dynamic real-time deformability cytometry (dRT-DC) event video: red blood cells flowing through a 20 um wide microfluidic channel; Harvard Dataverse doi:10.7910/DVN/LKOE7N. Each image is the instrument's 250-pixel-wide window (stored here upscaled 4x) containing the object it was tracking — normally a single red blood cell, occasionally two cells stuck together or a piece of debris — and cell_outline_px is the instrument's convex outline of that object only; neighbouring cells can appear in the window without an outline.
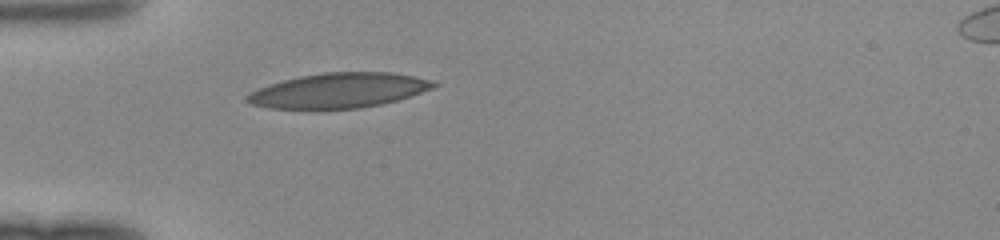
{"species": "human", "species_latin": "Homo sapiens", "temperature_condition": "room temperature", "stored_images_in_passage": 34, "camera_frame_rate_fps": 3000, "um_per_image_px": 0.085, "donor": {"sex": "female"}, "frame": {"image": 1, "passage_image": 1, "time_ms": 0.0, "image_size_px": [1000, 240], "cell_outline_px": [[440, 84], [432, 88], [396, 100], [380, 104], [360, 108], [268, 108], [252, 104], [244, 100], [244, 96], [260, 88], [284, 80], [300, 76], [324, 72], [392, 72], [436, 80]], "centroid_in_image_um": [28.83, 7.67], "position_along_channel_um": 56.2, "area_um2": 37.51}}
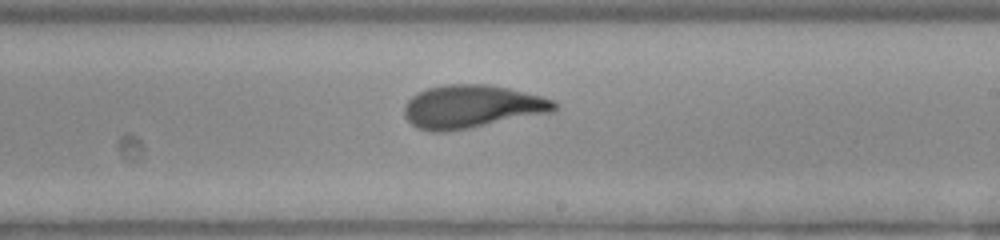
{"frame": {"image": 2, "passage_image": 15, "time_ms": 4.667, "image_size_px": [1000, 240], "cell_outline_px": [[556, 108], [552, 112], [472, 128], [448, 132], [432, 132], [416, 128], [404, 116], [404, 104], [416, 92], [428, 88], [444, 84], [488, 84], [508, 88], [540, 96], [552, 100], [556, 104]], "centroid_in_image_um": [40.05, 9.07], "position_along_channel_um": 248.9, "area_um2": 37.86}}
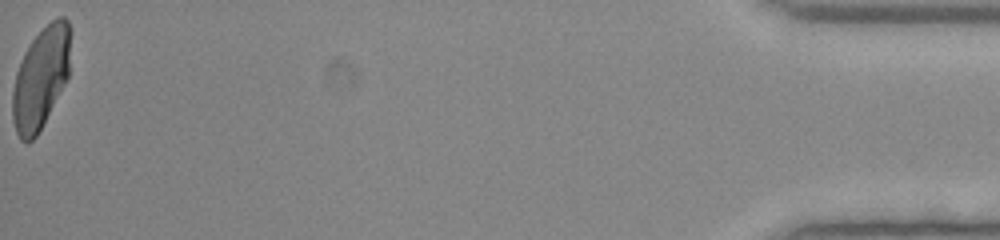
{"frame": {"image": 3, "passage_image": 34, "time_ms": 11.0, "image_size_px": [1000, 240], "cell_outline_px": [[72, 32], [68, 76], [64, 84], [36, 136], [28, 144], [24, 144], [20, 140], [16, 132], [12, 120], [12, 92], [16, 72], [24, 52], [32, 40], [56, 16], [64, 16], [68, 20], [72, 28]], "centroid_in_image_um": [3.47, 6.6], "position_along_channel_um": 431.7, "area_um2": 34.45}}